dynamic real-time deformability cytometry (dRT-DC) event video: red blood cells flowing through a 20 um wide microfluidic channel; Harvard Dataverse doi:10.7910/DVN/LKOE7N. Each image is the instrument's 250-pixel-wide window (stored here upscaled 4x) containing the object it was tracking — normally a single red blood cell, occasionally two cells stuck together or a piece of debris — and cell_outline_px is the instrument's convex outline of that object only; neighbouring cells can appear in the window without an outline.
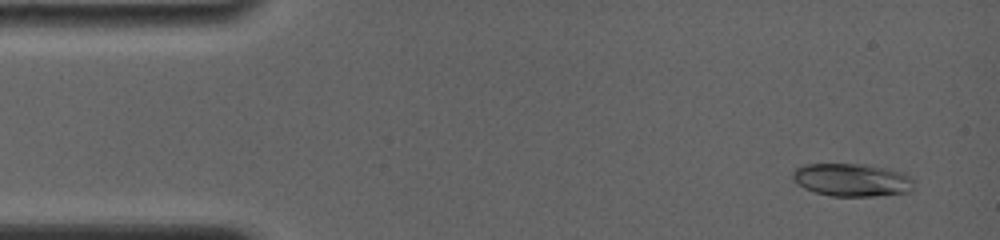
{"species": "common noctule bat (a hibernating species)", "species_latin": "Nyctalus noctula", "temperature_condition": "room temperature", "stored_images_in_passage": 75, "camera_frame_rate_fps": 4000, "um_per_image_px": 0.085, "animal": {"sex": "female", "body_mass_g": 19.0, "forearm_length_mm": 56.7}, "frame": {"image": 1, "passage_image": 3, "time_ms": 0.75, "image_size_px": [1000, 240], "cell_outline_px": [[916, 180], [912, 192], [876, 196], [832, 196], [816, 192], [804, 188], [796, 184], [792, 180], [792, 172], [796, 168], [804, 164], [864, 164], [904, 172]], "centroid_in_image_um": [72.45, 15.3], "position_along_channel_um": 12.6, "area_um2": 23.64}}
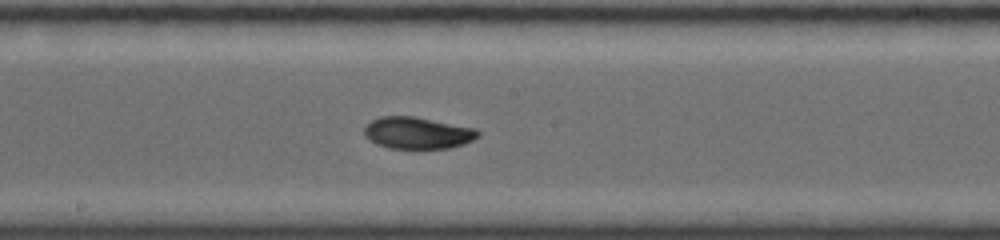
{"frame": {"image": 2, "passage_image": 30, "time_ms": 8.5, "image_size_px": [1000, 240], "cell_outline_px": [[480, 136], [464, 144], [448, 148], [388, 148], [376, 144], [364, 136], [364, 128], [372, 120], [380, 116], [416, 116], [476, 128], [480, 132]], "centroid_in_image_um": [35.5, 11.29], "position_along_channel_um": 212.7, "area_um2": 21.21}}
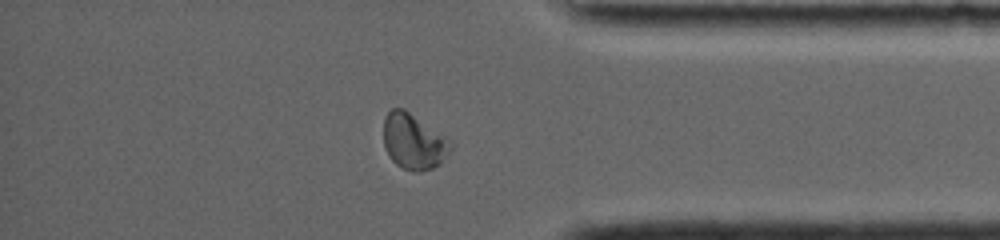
{"frame": {"image": 3, "passage_image": 56, "time_ms": 13.5, "image_size_px": [1000, 240], "cell_outline_px": [[452, 148], [440, 164], [432, 168], [420, 172], [412, 172], [396, 164], [392, 160], [384, 148], [384, 116], [392, 108], [404, 108], [452, 144]], "centroid_in_image_um": [35.1, 12.06], "position_along_channel_um": 400.1, "area_um2": 21.27}, "authors_computed_cell_mechanics": {"area_um2": 21.2704, "velocity_mm_per_s": 3.8617, "shape_relaxation_time_tau1_ms": null, "shape_relaxation_time_tau2_ms": 1.7414, "deformation_change_tau1": null, "deformation_change_tau2": 0.0291}}